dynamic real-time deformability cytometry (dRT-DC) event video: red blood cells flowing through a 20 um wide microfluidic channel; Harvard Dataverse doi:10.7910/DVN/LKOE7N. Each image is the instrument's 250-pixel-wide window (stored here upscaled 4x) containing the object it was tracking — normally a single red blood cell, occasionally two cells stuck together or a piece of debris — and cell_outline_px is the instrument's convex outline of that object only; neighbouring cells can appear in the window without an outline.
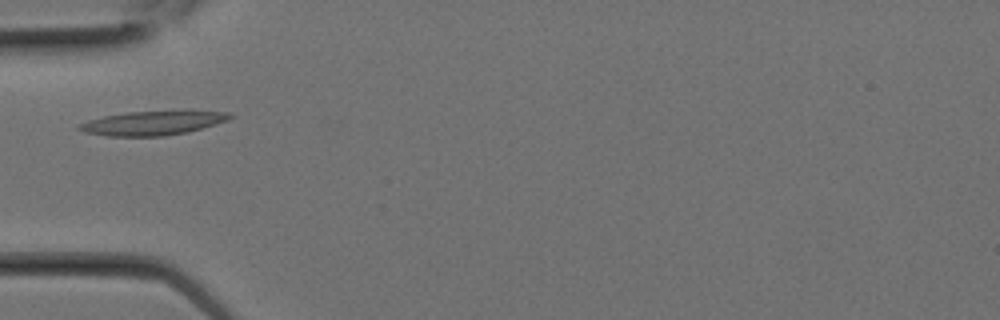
{"species": "Egyptian fruit bat (a non-hibernating species)", "species_latin": "Rousettus aegyptiacus", "temperature_condition": "room temperature", "stored_images_in_passage": 1, "camera_frame_rate_fps": 3000, "um_per_image_px": 0.085, "animal": {"sex": "female"}, "frame": {"image": 1, "passage_image": 1, "time_ms": 0.0, "image_size_px": [1000, 320], "cell_outline_px": [[236, 116], [228, 120], [188, 132], [164, 136], [104, 136], [84, 132], [76, 128], [76, 124], [88, 120], [104, 116], [128, 112], [228, 112]], "centroid_in_image_um": [12.89, 10.48], "position_along_channel_um": 72.1, "area_um2": 20.81}}